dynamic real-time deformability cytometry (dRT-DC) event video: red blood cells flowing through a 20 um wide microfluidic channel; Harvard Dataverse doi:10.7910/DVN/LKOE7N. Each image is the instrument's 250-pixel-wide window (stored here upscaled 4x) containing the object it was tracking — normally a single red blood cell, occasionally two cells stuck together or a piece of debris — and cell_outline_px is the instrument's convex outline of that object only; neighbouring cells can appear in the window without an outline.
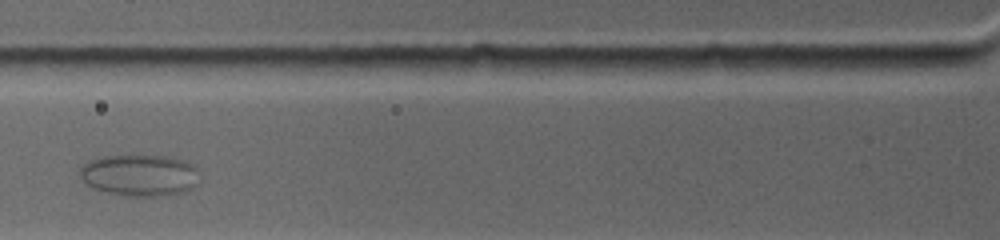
{"species": "common noctule bat (a hibernating species)", "species_latin": "Nyctalus noctula", "temperature_condition": "warm", "stored_images_in_passage": 7, "camera_frame_rate_fps": 4500, "um_per_image_px": 0.085, "animal": {"sex": "female", "body_mass_g": 19.0, "forearm_length_mm": 53.3}, "frame": {"image": 1, "passage_image": 3, "time_ms": 2.444, "image_size_px": [1000, 240], "cell_outline_px": [[200, 168], [196, 184], [192, 188], [184, 192], [160, 196], [128, 196], [108, 192], [92, 188], [80, 176], [80, 168], [84, 164], [100, 156], [164, 156], [184, 160], [196, 164]], "centroid_in_image_um": [11.93, 14.89], "position_along_channel_um": 113.9, "area_um2": 29.07}}
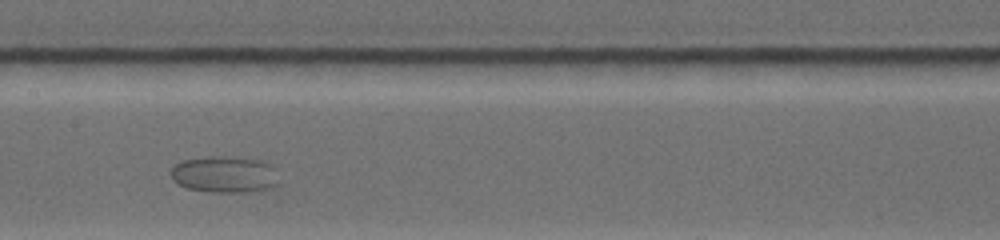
{"frame": {"image": 2, "passage_image": 5, "time_ms": 4.667, "image_size_px": [1000, 240], "cell_outline_px": [[280, 184], [272, 188], [244, 192], [208, 192], [188, 188], [172, 180], [172, 168], [176, 164], [184, 160], [216, 156], [224, 156], [264, 160], [276, 168]], "centroid_in_image_um": [19.18, 14.83], "position_along_channel_um": 188.2, "area_um2": 23.18}}
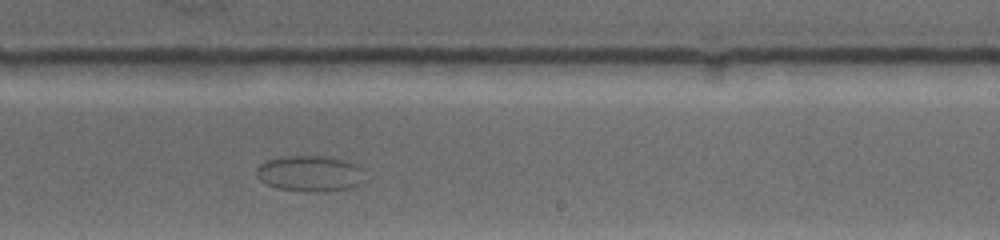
{"frame": {"image": 3, "passage_image": 7, "time_ms": 6.889, "image_size_px": [1000, 240], "cell_outline_px": [[368, 180], [364, 184], [356, 188], [324, 192], [320, 192], [276, 188], [260, 180], [256, 176], [256, 168], [264, 160], [280, 156], [324, 156], [348, 160], [356, 164], [360, 168]], "centroid_in_image_um": [26.42, 14.75], "position_along_channel_um": 262.6, "area_um2": 23.35}}